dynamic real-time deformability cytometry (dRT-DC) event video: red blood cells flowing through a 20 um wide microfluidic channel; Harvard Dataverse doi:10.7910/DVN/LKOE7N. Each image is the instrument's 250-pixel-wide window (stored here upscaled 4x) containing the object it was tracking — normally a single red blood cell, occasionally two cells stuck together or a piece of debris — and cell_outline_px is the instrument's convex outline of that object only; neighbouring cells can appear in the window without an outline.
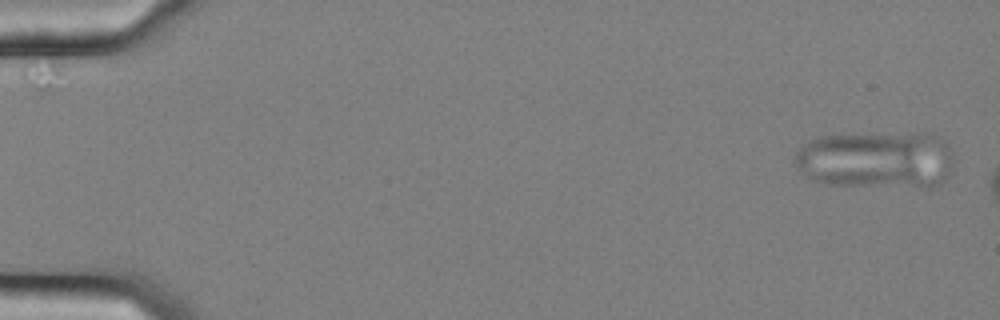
{"species": "common noctule bat (a hibernating species)", "species_latin": "Nyctalus noctula", "temperature_condition": "cold", "stored_images_in_passage": 9, "camera_frame_rate_fps": 3000, "um_per_image_px": 0.085, "animal": {"sex": "female", "body_mass_g": 25.1}, "frame": {"image": 1, "passage_image": 1, "time_ms": 0.0, "image_size_px": [1000, 320], "cell_outline_px": [[956, 160], [948, 176], [940, 184], [932, 188], [928, 188], [828, 184], [812, 180], [800, 172], [796, 164], [796, 152], [808, 140], [816, 136], [936, 136], [944, 140], [948, 144]], "centroid_in_image_um": [74.52, 13.66], "position_along_channel_um": 10.5, "area_um2": 52.42}}